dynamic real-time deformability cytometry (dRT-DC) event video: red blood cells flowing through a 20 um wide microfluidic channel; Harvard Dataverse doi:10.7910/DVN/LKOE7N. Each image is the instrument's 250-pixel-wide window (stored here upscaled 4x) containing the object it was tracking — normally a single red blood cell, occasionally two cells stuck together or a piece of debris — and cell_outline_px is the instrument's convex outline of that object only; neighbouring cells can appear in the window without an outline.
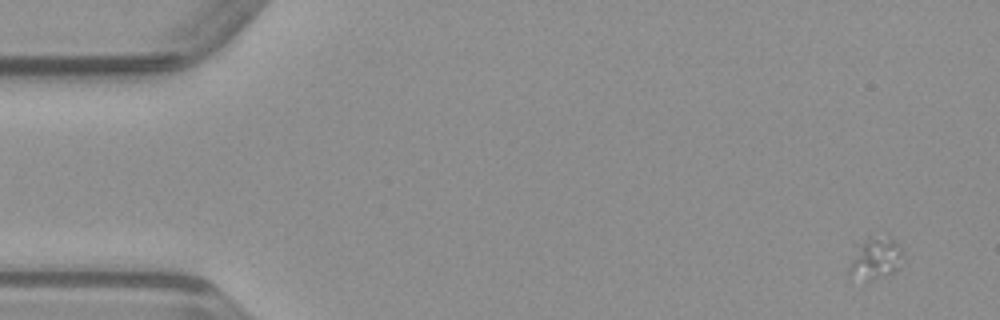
{"species": "common noctule bat (a hibernating species)", "species_latin": "Nyctalus noctula", "temperature_condition": "warm", "stored_images_in_passage": 49, "camera_frame_rate_fps": 3000, "um_per_image_px": 0.085, "animal": {"sex": "male", "body_mass_g": 23.1, "forearm_length_mm": 52.7}, "frame": {"image": 1, "passage_image": 1, "time_ms": 0.0, "image_size_px": [1000, 320], "cell_outline_px": [[904, 252], [896, 272], [868, 280], [848, 272], [848, 268], [856, 244], [868, 236], [896, 240]], "centroid_in_image_um": [74.42, 21.91], "position_along_channel_um": 10.6, "area_um2": 12.89}}
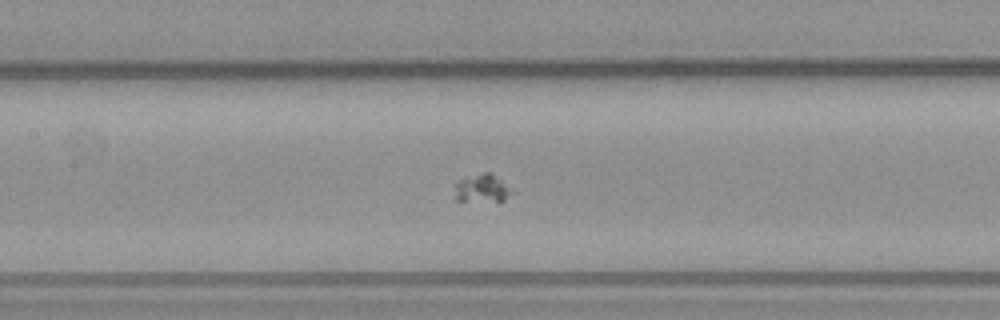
{"frame": {"image": 2, "passage_image": 22, "time_ms": 7.0, "image_size_px": [1000, 320], "cell_outline_px": [[516, 192], [500, 204], [456, 200], [452, 184], [464, 176], [484, 172], [488, 172], [500, 180]], "centroid_in_image_um": [40.96, 16.06], "position_along_channel_um": 166.4, "area_um2": 10.17}}
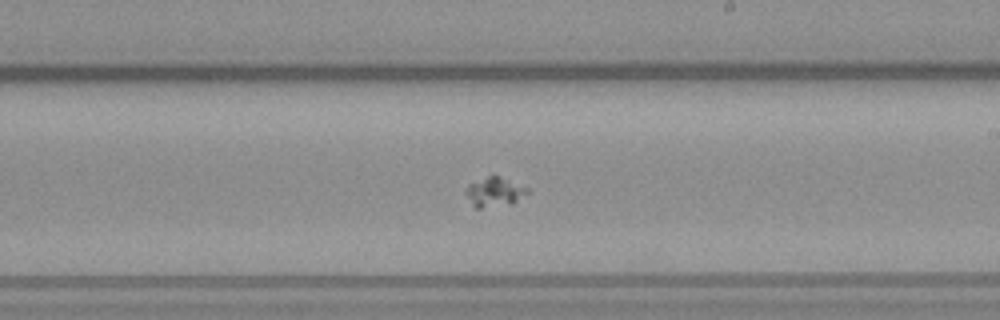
{"frame": {"image": 3, "passage_image": 28, "time_ms": 9.0, "image_size_px": [1000, 320], "cell_outline_px": [[528, 192], [512, 204], [480, 208], [476, 208], [472, 204], [464, 192], [468, 184], [488, 176], [496, 176], [528, 188]], "centroid_in_image_um": [41.99, 16.34], "position_along_channel_um": 247.0, "area_um2": 10.23}}